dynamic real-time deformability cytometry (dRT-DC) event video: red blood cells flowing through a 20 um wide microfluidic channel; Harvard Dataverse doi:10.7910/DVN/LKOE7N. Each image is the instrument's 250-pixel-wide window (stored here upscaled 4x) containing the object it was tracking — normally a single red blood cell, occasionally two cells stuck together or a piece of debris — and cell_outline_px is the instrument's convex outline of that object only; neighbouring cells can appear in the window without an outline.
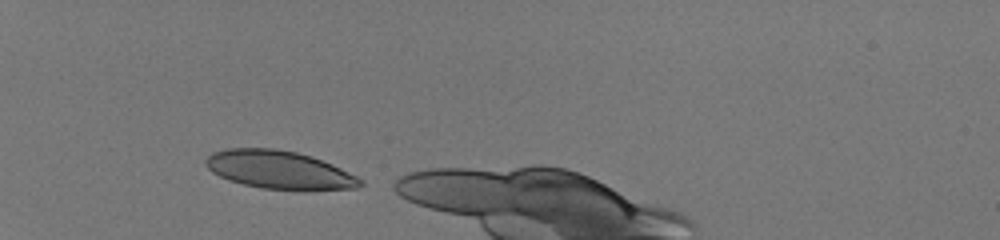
{"species": "human", "species_latin": "Homo sapiens", "temperature_condition": "room temperature", "stored_images_in_passage": 34, "camera_frame_rate_fps": 3000, "um_per_image_px": 0.085, "donor": {"sex": "male"}, "frame": {"image": 1, "passage_image": 1, "time_ms": 0.0, "image_size_px": [1000, 240], "cell_outline_px": [[364, 184], [356, 188], [300, 192], [260, 188], [228, 180], [212, 172], [204, 164], [204, 160], [212, 152], [228, 148], [276, 148], [296, 152], [312, 156], [332, 164], [364, 180]], "centroid_in_image_um": [23.76, 14.46], "position_along_channel_um": 61.2, "area_um2": 35.08}}
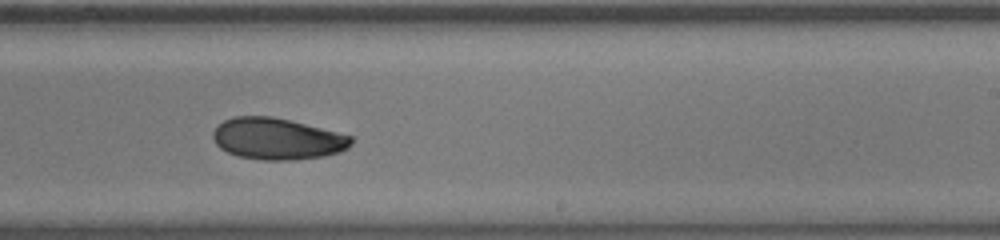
{"frame": {"image": 2, "passage_image": 18, "time_ms": 5.667, "image_size_px": [1000, 240], "cell_outline_px": [[352, 144], [348, 148], [340, 152], [324, 156], [292, 160], [264, 160], [240, 156], [228, 152], [220, 148], [216, 144], [212, 136], [212, 132], [224, 120], [232, 116], [272, 116], [352, 136]], "centroid_in_image_um": [23.55, 11.8], "position_along_channel_um": 265.5, "area_um2": 33.18}}
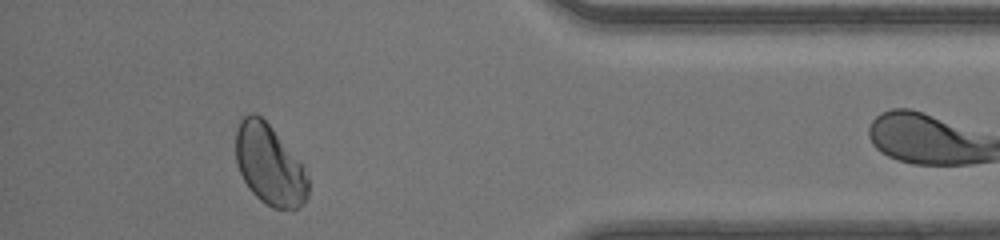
{"frame": {"image": 3, "passage_image": 30, "time_ms": 9.667, "image_size_px": [1000, 240], "cell_outline_px": [[308, 196], [304, 204], [296, 208], [272, 208], [260, 200], [248, 188], [240, 172], [236, 160], [236, 128], [240, 120], [248, 112], [256, 112], [272, 128], [304, 164], [308, 172]], "centroid_in_image_um": [22.93, 14.0], "position_along_channel_um": 412.3, "area_um2": 34.22}}